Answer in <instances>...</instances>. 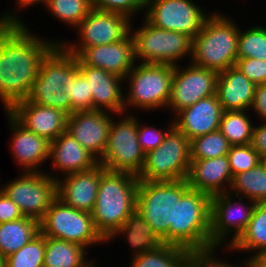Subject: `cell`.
Wrapping results in <instances>:
<instances>
[{
    "instance_id": "cell-44",
    "label": "cell",
    "mask_w": 266,
    "mask_h": 267,
    "mask_svg": "<svg viewBox=\"0 0 266 267\" xmlns=\"http://www.w3.org/2000/svg\"><path fill=\"white\" fill-rule=\"evenodd\" d=\"M48 2V0H15V5L16 7L13 10L12 9H7L6 12H3V14H0V22L1 23H26L23 18H21L20 15V10L22 9H29V7L35 6V4H40V5H45ZM18 12V13H17ZM19 14V15H18Z\"/></svg>"
},
{
    "instance_id": "cell-9",
    "label": "cell",
    "mask_w": 266,
    "mask_h": 267,
    "mask_svg": "<svg viewBox=\"0 0 266 267\" xmlns=\"http://www.w3.org/2000/svg\"><path fill=\"white\" fill-rule=\"evenodd\" d=\"M190 162V140L173 127L156 149L145 154L137 177L148 182L185 180Z\"/></svg>"
},
{
    "instance_id": "cell-18",
    "label": "cell",
    "mask_w": 266,
    "mask_h": 267,
    "mask_svg": "<svg viewBox=\"0 0 266 267\" xmlns=\"http://www.w3.org/2000/svg\"><path fill=\"white\" fill-rule=\"evenodd\" d=\"M4 114L11 132L10 153L20 172H45L43 164L49 163L50 141L25 129L7 111Z\"/></svg>"
},
{
    "instance_id": "cell-7",
    "label": "cell",
    "mask_w": 266,
    "mask_h": 267,
    "mask_svg": "<svg viewBox=\"0 0 266 267\" xmlns=\"http://www.w3.org/2000/svg\"><path fill=\"white\" fill-rule=\"evenodd\" d=\"M189 188L186 179L138 182L136 209L165 244L170 245V226H175L176 201Z\"/></svg>"
},
{
    "instance_id": "cell-36",
    "label": "cell",
    "mask_w": 266,
    "mask_h": 267,
    "mask_svg": "<svg viewBox=\"0 0 266 267\" xmlns=\"http://www.w3.org/2000/svg\"><path fill=\"white\" fill-rule=\"evenodd\" d=\"M240 27L237 58L266 60V26Z\"/></svg>"
},
{
    "instance_id": "cell-22",
    "label": "cell",
    "mask_w": 266,
    "mask_h": 267,
    "mask_svg": "<svg viewBox=\"0 0 266 267\" xmlns=\"http://www.w3.org/2000/svg\"><path fill=\"white\" fill-rule=\"evenodd\" d=\"M223 108L218 95L200 99L173 116L174 127L190 141L196 137L219 130Z\"/></svg>"
},
{
    "instance_id": "cell-40",
    "label": "cell",
    "mask_w": 266,
    "mask_h": 267,
    "mask_svg": "<svg viewBox=\"0 0 266 267\" xmlns=\"http://www.w3.org/2000/svg\"><path fill=\"white\" fill-rule=\"evenodd\" d=\"M170 118L166 128H159L156 125L151 126L146 122L143 125L141 118L137 117V137L142 151L147 152L156 149L163 141L167 133L174 127L173 119ZM141 120V121H140Z\"/></svg>"
},
{
    "instance_id": "cell-3",
    "label": "cell",
    "mask_w": 266,
    "mask_h": 267,
    "mask_svg": "<svg viewBox=\"0 0 266 267\" xmlns=\"http://www.w3.org/2000/svg\"><path fill=\"white\" fill-rule=\"evenodd\" d=\"M215 11L193 38L191 62L219 73L235 66L240 26L228 14Z\"/></svg>"
},
{
    "instance_id": "cell-47",
    "label": "cell",
    "mask_w": 266,
    "mask_h": 267,
    "mask_svg": "<svg viewBox=\"0 0 266 267\" xmlns=\"http://www.w3.org/2000/svg\"><path fill=\"white\" fill-rule=\"evenodd\" d=\"M256 123L255 120L251 146L262 158L266 156V122L261 123V121H258V125Z\"/></svg>"
},
{
    "instance_id": "cell-34",
    "label": "cell",
    "mask_w": 266,
    "mask_h": 267,
    "mask_svg": "<svg viewBox=\"0 0 266 267\" xmlns=\"http://www.w3.org/2000/svg\"><path fill=\"white\" fill-rule=\"evenodd\" d=\"M44 7L54 16L53 19L73 29L93 9L91 0H48Z\"/></svg>"
},
{
    "instance_id": "cell-46",
    "label": "cell",
    "mask_w": 266,
    "mask_h": 267,
    "mask_svg": "<svg viewBox=\"0 0 266 267\" xmlns=\"http://www.w3.org/2000/svg\"><path fill=\"white\" fill-rule=\"evenodd\" d=\"M250 110L255 113L256 120L266 122V84L256 85L254 101Z\"/></svg>"
},
{
    "instance_id": "cell-21",
    "label": "cell",
    "mask_w": 266,
    "mask_h": 267,
    "mask_svg": "<svg viewBox=\"0 0 266 267\" xmlns=\"http://www.w3.org/2000/svg\"><path fill=\"white\" fill-rule=\"evenodd\" d=\"M106 168L100 164L91 170L67 174L56 181V196L64 204L77 210L92 213L101 173Z\"/></svg>"
},
{
    "instance_id": "cell-31",
    "label": "cell",
    "mask_w": 266,
    "mask_h": 267,
    "mask_svg": "<svg viewBox=\"0 0 266 267\" xmlns=\"http://www.w3.org/2000/svg\"><path fill=\"white\" fill-rule=\"evenodd\" d=\"M193 255L184 248L163 244L129 260L127 267H189Z\"/></svg>"
},
{
    "instance_id": "cell-38",
    "label": "cell",
    "mask_w": 266,
    "mask_h": 267,
    "mask_svg": "<svg viewBox=\"0 0 266 267\" xmlns=\"http://www.w3.org/2000/svg\"><path fill=\"white\" fill-rule=\"evenodd\" d=\"M64 90L71 96V114L75 111L93 110L92 92L85 77L78 72L73 82H68Z\"/></svg>"
},
{
    "instance_id": "cell-26",
    "label": "cell",
    "mask_w": 266,
    "mask_h": 267,
    "mask_svg": "<svg viewBox=\"0 0 266 267\" xmlns=\"http://www.w3.org/2000/svg\"><path fill=\"white\" fill-rule=\"evenodd\" d=\"M256 85L235 66L218 73L216 94L223 111L250 110Z\"/></svg>"
},
{
    "instance_id": "cell-51",
    "label": "cell",
    "mask_w": 266,
    "mask_h": 267,
    "mask_svg": "<svg viewBox=\"0 0 266 267\" xmlns=\"http://www.w3.org/2000/svg\"><path fill=\"white\" fill-rule=\"evenodd\" d=\"M97 263H98V262H96V263L94 264V267H98V266H99V265H97Z\"/></svg>"
},
{
    "instance_id": "cell-35",
    "label": "cell",
    "mask_w": 266,
    "mask_h": 267,
    "mask_svg": "<svg viewBox=\"0 0 266 267\" xmlns=\"http://www.w3.org/2000/svg\"><path fill=\"white\" fill-rule=\"evenodd\" d=\"M230 143L220 130L196 137L190 141L191 160L211 159L228 154Z\"/></svg>"
},
{
    "instance_id": "cell-1",
    "label": "cell",
    "mask_w": 266,
    "mask_h": 267,
    "mask_svg": "<svg viewBox=\"0 0 266 267\" xmlns=\"http://www.w3.org/2000/svg\"><path fill=\"white\" fill-rule=\"evenodd\" d=\"M27 24L0 22V101L4 111L28 99L41 60L59 44V40L36 36Z\"/></svg>"
},
{
    "instance_id": "cell-15",
    "label": "cell",
    "mask_w": 266,
    "mask_h": 267,
    "mask_svg": "<svg viewBox=\"0 0 266 267\" xmlns=\"http://www.w3.org/2000/svg\"><path fill=\"white\" fill-rule=\"evenodd\" d=\"M143 18L153 26L188 35L199 33L210 14L192 0H146Z\"/></svg>"
},
{
    "instance_id": "cell-12",
    "label": "cell",
    "mask_w": 266,
    "mask_h": 267,
    "mask_svg": "<svg viewBox=\"0 0 266 267\" xmlns=\"http://www.w3.org/2000/svg\"><path fill=\"white\" fill-rule=\"evenodd\" d=\"M244 199L229 191L211 197L210 241L217 250L227 251L246 229L256 203Z\"/></svg>"
},
{
    "instance_id": "cell-5",
    "label": "cell",
    "mask_w": 266,
    "mask_h": 267,
    "mask_svg": "<svg viewBox=\"0 0 266 267\" xmlns=\"http://www.w3.org/2000/svg\"><path fill=\"white\" fill-rule=\"evenodd\" d=\"M78 58L56 44L41 60L28 100L71 114V96L64 86L78 73Z\"/></svg>"
},
{
    "instance_id": "cell-10",
    "label": "cell",
    "mask_w": 266,
    "mask_h": 267,
    "mask_svg": "<svg viewBox=\"0 0 266 267\" xmlns=\"http://www.w3.org/2000/svg\"><path fill=\"white\" fill-rule=\"evenodd\" d=\"M40 232L44 236L72 242L85 249H93L100 243L106 244V240L96 230L90 213L68 206L57 197L40 221Z\"/></svg>"
},
{
    "instance_id": "cell-20",
    "label": "cell",
    "mask_w": 266,
    "mask_h": 267,
    "mask_svg": "<svg viewBox=\"0 0 266 267\" xmlns=\"http://www.w3.org/2000/svg\"><path fill=\"white\" fill-rule=\"evenodd\" d=\"M78 71L85 77L92 92L93 110L115 115L124 113L123 78L104 69L84 65L79 59Z\"/></svg>"
},
{
    "instance_id": "cell-37",
    "label": "cell",
    "mask_w": 266,
    "mask_h": 267,
    "mask_svg": "<svg viewBox=\"0 0 266 267\" xmlns=\"http://www.w3.org/2000/svg\"><path fill=\"white\" fill-rule=\"evenodd\" d=\"M45 236L40 232L19 251L5 258V267H43Z\"/></svg>"
},
{
    "instance_id": "cell-42",
    "label": "cell",
    "mask_w": 266,
    "mask_h": 267,
    "mask_svg": "<svg viewBox=\"0 0 266 267\" xmlns=\"http://www.w3.org/2000/svg\"><path fill=\"white\" fill-rule=\"evenodd\" d=\"M235 67L255 85L266 84V60L237 58Z\"/></svg>"
},
{
    "instance_id": "cell-23",
    "label": "cell",
    "mask_w": 266,
    "mask_h": 267,
    "mask_svg": "<svg viewBox=\"0 0 266 267\" xmlns=\"http://www.w3.org/2000/svg\"><path fill=\"white\" fill-rule=\"evenodd\" d=\"M84 65L104 69L125 78L136 64L133 36L120 41L86 48L78 57Z\"/></svg>"
},
{
    "instance_id": "cell-4",
    "label": "cell",
    "mask_w": 266,
    "mask_h": 267,
    "mask_svg": "<svg viewBox=\"0 0 266 267\" xmlns=\"http://www.w3.org/2000/svg\"><path fill=\"white\" fill-rule=\"evenodd\" d=\"M211 196L189 188L176 201L175 226H170V245L192 255L217 252L210 241Z\"/></svg>"
},
{
    "instance_id": "cell-25",
    "label": "cell",
    "mask_w": 266,
    "mask_h": 267,
    "mask_svg": "<svg viewBox=\"0 0 266 267\" xmlns=\"http://www.w3.org/2000/svg\"><path fill=\"white\" fill-rule=\"evenodd\" d=\"M233 175L227 155L211 159L191 160L188 186L209 196L228 192Z\"/></svg>"
},
{
    "instance_id": "cell-45",
    "label": "cell",
    "mask_w": 266,
    "mask_h": 267,
    "mask_svg": "<svg viewBox=\"0 0 266 267\" xmlns=\"http://www.w3.org/2000/svg\"><path fill=\"white\" fill-rule=\"evenodd\" d=\"M19 207L1 190L0 191V223L23 218Z\"/></svg>"
},
{
    "instance_id": "cell-33",
    "label": "cell",
    "mask_w": 266,
    "mask_h": 267,
    "mask_svg": "<svg viewBox=\"0 0 266 267\" xmlns=\"http://www.w3.org/2000/svg\"><path fill=\"white\" fill-rule=\"evenodd\" d=\"M229 192L255 203L266 202V171L261 163L249 171L234 175Z\"/></svg>"
},
{
    "instance_id": "cell-28",
    "label": "cell",
    "mask_w": 266,
    "mask_h": 267,
    "mask_svg": "<svg viewBox=\"0 0 266 267\" xmlns=\"http://www.w3.org/2000/svg\"><path fill=\"white\" fill-rule=\"evenodd\" d=\"M88 251L75 243L45 236L43 267H94L96 260H88Z\"/></svg>"
},
{
    "instance_id": "cell-49",
    "label": "cell",
    "mask_w": 266,
    "mask_h": 267,
    "mask_svg": "<svg viewBox=\"0 0 266 267\" xmlns=\"http://www.w3.org/2000/svg\"><path fill=\"white\" fill-rule=\"evenodd\" d=\"M260 163L263 166L264 170L266 171V156L260 158Z\"/></svg>"
},
{
    "instance_id": "cell-24",
    "label": "cell",
    "mask_w": 266,
    "mask_h": 267,
    "mask_svg": "<svg viewBox=\"0 0 266 267\" xmlns=\"http://www.w3.org/2000/svg\"><path fill=\"white\" fill-rule=\"evenodd\" d=\"M49 161L52 164L49 166L57 173L54 174L52 170L50 173L48 170L45 172L56 181L67 174L91 170L99 164L98 160L66 131L50 142Z\"/></svg>"
},
{
    "instance_id": "cell-19",
    "label": "cell",
    "mask_w": 266,
    "mask_h": 267,
    "mask_svg": "<svg viewBox=\"0 0 266 267\" xmlns=\"http://www.w3.org/2000/svg\"><path fill=\"white\" fill-rule=\"evenodd\" d=\"M25 129L52 142L66 131L67 114L42 106L28 99L14 104L7 111Z\"/></svg>"
},
{
    "instance_id": "cell-41",
    "label": "cell",
    "mask_w": 266,
    "mask_h": 267,
    "mask_svg": "<svg viewBox=\"0 0 266 267\" xmlns=\"http://www.w3.org/2000/svg\"><path fill=\"white\" fill-rule=\"evenodd\" d=\"M91 2L94 9L120 13L132 21H134L136 16L140 15L139 13L142 15L146 5V0H91Z\"/></svg>"
},
{
    "instance_id": "cell-50",
    "label": "cell",
    "mask_w": 266,
    "mask_h": 267,
    "mask_svg": "<svg viewBox=\"0 0 266 267\" xmlns=\"http://www.w3.org/2000/svg\"><path fill=\"white\" fill-rule=\"evenodd\" d=\"M0 267H5V258L0 256Z\"/></svg>"
},
{
    "instance_id": "cell-32",
    "label": "cell",
    "mask_w": 266,
    "mask_h": 267,
    "mask_svg": "<svg viewBox=\"0 0 266 267\" xmlns=\"http://www.w3.org/2000/svg\"><path fill=\"white\" fill-rule=\"evenodd\" d=\"M250 110L224 111L219 130L231 146L251 144L255 123Z\"/></svg>"
},
{
    "instance_id": "cell-27",
    "label": "cell",
    "mask_w": 266,
    "mask_h": 267,
    "mask_svg": "<svg viewBox=\"0 0 266 267\" xmlns=\"http://www.w3.org/2000/svg\"><path fill=\"white\" fill-rule=\"evenodd\" d=\"M124 236L123 242H127L126 245L132 248L131 258L138 256L150 250H154L163 245V241L152 229V226L148 224L142 215L135 209L123 226L118 228L107 240L106 243L116 240L121 236Z\"/></svg>"
},
{
    "instance_id": "cell-39",
    "label": "cell",
    "mask_w": 266,
    "mask_h": 267,
    "mask_svg": "<svg viewBox=\"0 0 266 267\" xmlns=\"http://www.w3.org/2000/svg\"><path fill=\"white\" fill-rule=\"evenodd\" d=\"M227 157L233 176L260 164V156L251 144L231 146Z\"/></svg>"
},
{
    "instance_id": "cell-6",
    "label": "cell",
    "mask_w": 266,
    "mask_h": 267,
    "mask_svg": "<svg viewBox=\"0 0 266 267\" xmlns=\"http://www.w3.org/2000/svg\"><path fill=\"white\" fill-rule=\"evenodd\" d=\"M174 66L167 64L137 63L124 78L129 87L124 93V113L135 110L152 112L165 109L169 104ZM134 108V109H133ZM130 109V110H129ZM128 111V112H127Z\"/></svg>"
},
{
    "instance_id": "cell-29",
    "label": "cell",
    "mask_w": 266,
    "mask_h": 267,
    "mask_svg": "<svg viewBox=\"0 0 266 267\" xmlns=\"http://www.w3.org/2000/svg\"><path fill=\"white\" fill-rule=\"evenodd\" d=\"M40 233V222L23 217L0 223V256L6 258L19 251Z\"/></svg>"
},
{
    "instance_id": "cell-11",
    "label": "cell",
    "mask_w": 266,
    "mask_h": 267,
    "mask_svg": "<svg viewBox=\"0 0 266 267\" xmlns=\"http://www.w3.org/2000/svg\"><path fill=\"white\" fill-rule=\"evenodd\" d=\"M118 116L119 122L115 120ZM144 160L145 153L137 137V116L130 113L113 116L108 132L107 147L98 163L110 171L138 175L142 170Z\"/></svg>"
},
{
    "instance_id": "cell-30",
    "label": "cell",
    "mask_w": 266,
    "mask_h": 267,
    "mask_svg": "<svg viewBox=\"0 0 266 267\" xmlns=\"http://www.w3.org/2000/svg\"><path fill=\"white\" fill-rule=\"evenodd\" d=\"M227 250L247 255L266 250V202L256 203L246 229Z\"/></svg>"
},
{
    "instance_id": "cell-16",
    "label": "cell",
    "mask_w": 266,
    "mask_h": 267,
    "mask_svg": "<svg viewBox=\"0 0 266 267\" xmlns=\"http://www.w3.org/2000/svg\"><path fill=\"white\" fill-rule=\"evenodd\" d=\"M188 63L185 67L179 63L174 66L171 94L166 108L173 116L200 99L216 94L218 73L192 62Z\"/></svg>"
},
{
    "instance_id": "cell-17",
    "label": "cell",
    "mask_w": 266,
    "mask_h": 267,
    "mask_svg": "<svg viewBox=\"0 0 266 267\" xmlns=\"http://www.w3.org/2000/svg\"><path fill=\"white\" fill-rule=\"evenodd\" d=\"M114 115L101 110L75 111L67 116L66 132L99 161L107 147Z\"/></svg>"
},
{
    "instance_id": "cell-13",
    "label": "cell",
    "mask_w": 266,
    "mask_h": 267,
    "mask_svg": "<svg viewBox=\"0 0 266 267\" xmlns=\"http://www.w3.org/2000/svg\"><path fill=\"white\" fill-rule=\"evenodd\" d=\"M131 21L123 14L93 8L74 30L77 42L60 39L59 44L78 57L88 47L111 44L125 38L130 33Z\"/></svg>"
},
{
    "instance_id": "cell-43",
    "label": "cell",
    "mask_w": 266,
    "mask_h": 267,
    "mask_svg": "<svg viewBox=\"0 0 266 267\" xmlns=\"http://www.w3.org/2000/svg\"><path fill=\"white\" fill-rule=\"evenodd\" d=\"M189 267H248V265L245 259L243 263L240 262L239 265H237L236 263L234 265L231 261H222V259L218 257L217 251L210 254L193 255Z\"/></svg>"
},
{
    "instance_id": "cell-2",
    "label": "cell",
    "mask_w": 266,
    "mask_h": 267,
    "mask_svg": "<svg viewBox=\"0 0 266 267\" xmlns=\"http://www.w3.org/2000/svg\"><path fill=\"white\" fill-rule=\"evenodd\" d=\"M138 182L137 175L129 172L105 169L101 173L91 215L96 230L105 240L123 226L136 209Z\"/></svg>"
},
{
    "instance_id": "cell-14",
    "label": "cell",
    "mask_w": 266,
    "mask_h": 267,
    "mask_svg": "<svg viewBox=\"0 0 266 267\" xmlns=\"http://www.w3.org/2000/svg\"><path fill=\"white\" fill-rule=\"evenodd\" d=\"M1 190L19 207L24 217L40 222L56 196V180L46 172H21Z\"/></svg>"
},
{
    "instance_id": "cell-8",
    "label": "cell",
    "mask_w": 266,
    "mask_h": 267,
    "mask_svg": "<svg viewBox=\"0 0 266 267\" xmlns=\"http://www.w3.org/2000/svg\"><path fill=\"white\" fill-rule=\"evenodd\" d=\"M141 27L135 29L131 21L135 61L147 64H167L177 66L187 56L192 59L193 39L188 35L164 30L141 18ZM134 27V28H133Z\"/></svg>"
},
{
    "instance_id": "cell-48",
    "label": "cell",
    "mask_w": 266,
    "mask_h": 267,
    "mask_svg": "<svg viewBox=\"0 0 266 267\" xmlns=\"http://www.w3.org/2000/svg\"><path fill=\"white\" fill-rule=\"evenodd\" d=\"M245 260L248 267H266V250L254 253Z\"/></svg>"
}]
</instances>
